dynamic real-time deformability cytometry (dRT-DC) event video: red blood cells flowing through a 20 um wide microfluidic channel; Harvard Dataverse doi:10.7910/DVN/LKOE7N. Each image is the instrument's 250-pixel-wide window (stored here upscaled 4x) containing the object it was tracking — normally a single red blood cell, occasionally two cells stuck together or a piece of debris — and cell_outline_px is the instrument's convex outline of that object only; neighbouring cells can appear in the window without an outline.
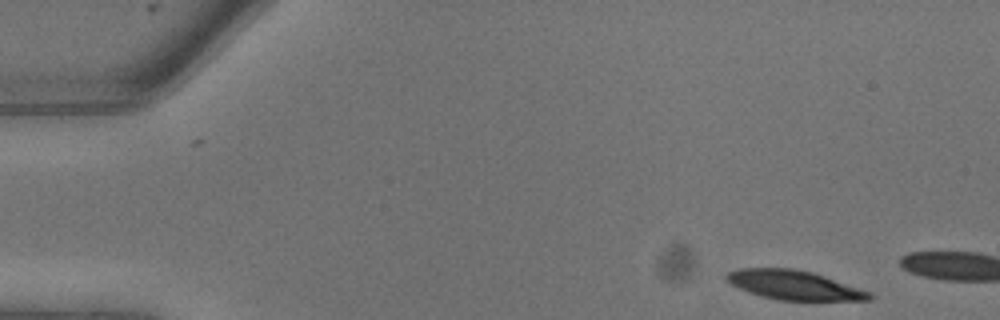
{"species": "common noctule bat (a hibernating species)", "species_latin": "Nyctalus noctula", "temperature_condition": "warm", "stored_images_in_passage": 2, "camera_frame_rate_fps": 3000, "um_per_image_px": 0.085, "animal": {"sex": "male", "body_mass_g": 13.3}, "frame": {"image": 1, "passage_image": 2, "time_ms": 0.333, "image_size_px": [1000, 320], "cell_outline_px": [[876, 296], [872, 300], [780, 300], [748, 292], [732, 284], [724, 276], [728, 272], [740, 268], [792, 268], [812, 272], [872, 292]], "centroid_in_image_um": [67.55, 24.23], "position_along_channel_um": 17.5, "area_um2": 24.16}}